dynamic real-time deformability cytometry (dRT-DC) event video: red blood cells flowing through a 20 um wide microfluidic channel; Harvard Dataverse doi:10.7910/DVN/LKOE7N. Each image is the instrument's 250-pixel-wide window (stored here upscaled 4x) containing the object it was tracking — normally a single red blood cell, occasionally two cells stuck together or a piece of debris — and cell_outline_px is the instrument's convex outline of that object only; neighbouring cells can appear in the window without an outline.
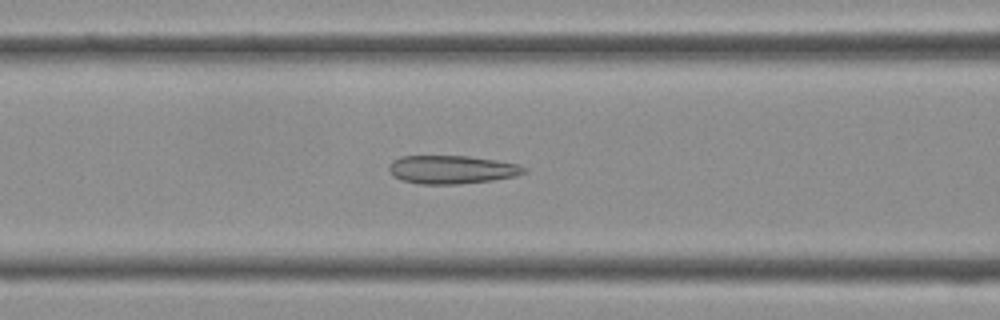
{"species": "Egyptian fruit bat (a non-hibernating species)", "species_latin": "Rousettus aegyptiacus", "temperature_condition": "cold", "stored_images_in_passage": 39, "camera_frame_rate_fps": 3000, "um_per_image_px": 0.085, "frame": {"image": 1, "passage_image": 15, "time_ms": 4.667, "image_size_px": [1000, 320], "cell_outline_px": [[528, 172], [516, 176], [492, 180], [460, 184], [420, 184], [400, 180], [392, 176], [388, 172], [388, 168], [392, 160], [400, 156], [468, 156], [496, 160], [520, 164], [528, 168]], "centroid_in_image_um": [38.41, 14.41], "position_along_channel_um": 128.2, "area_um2": 22.66}}
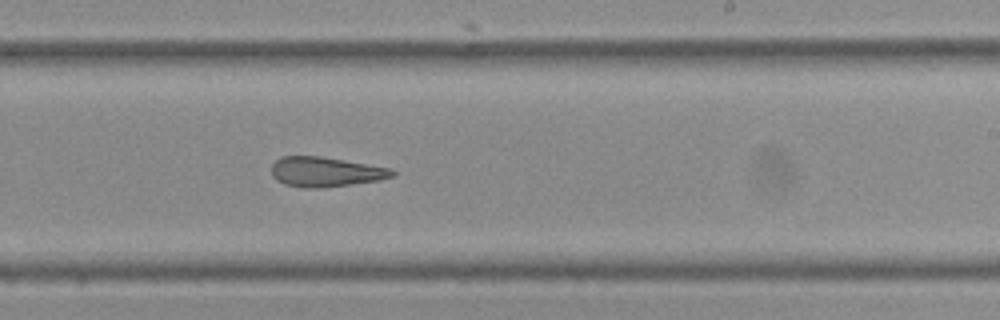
{"frame": {"image": 2, "passage_image": 23, "time_ms": 7.333, "image_size_px": [1000, 320], "cell_outline_px": [[396, 176], [380, 180], [352, 184], [320, 188], [304, 188], [284, 184], [276, 180], [272, 176], [272, 164], [280, 156], [320, 156], [392, 168], [396, 172]], "centroid_in_image_um": [27.69, 14.61], "position_along_channel_um": 261.3, "area_um2": 21.15}}
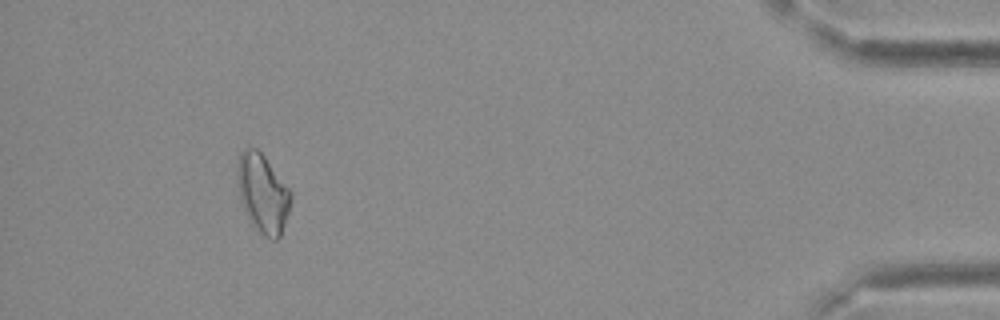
{"frame": {"image": 3, "passage_image": 36, "time_ms": 11.667, "image_size_px": [1000, 320], "cell_outline_px": [[292, 200], [280, 236], [276, 240], [272, 240], [264, 236], [252, 228], [244, 212], [240, 200], [236, 172], [240, 152], [244, 148], [256, 148], [264, 156], [292, 192]], "centroid_in_image_um": [22.31, 16.47], "position_along_channel_um": 412.9, "area_um2": 24.8}}